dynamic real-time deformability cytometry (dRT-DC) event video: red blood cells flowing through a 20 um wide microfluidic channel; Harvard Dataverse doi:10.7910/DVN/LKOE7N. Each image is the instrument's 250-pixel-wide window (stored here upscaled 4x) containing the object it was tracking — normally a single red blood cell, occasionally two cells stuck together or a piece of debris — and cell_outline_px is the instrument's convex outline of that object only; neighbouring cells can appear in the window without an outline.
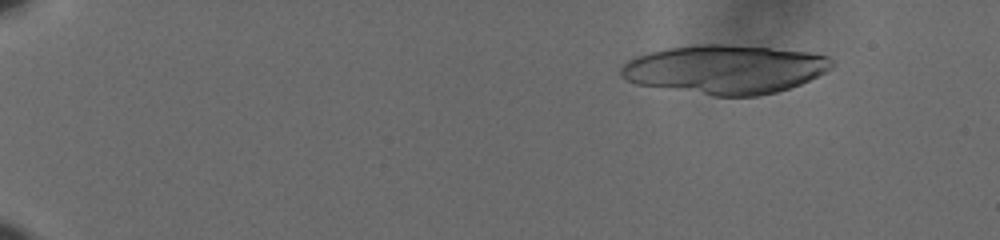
{"species": "human", "species_latin": "Homo sapiens", "temperature_condition": "cold", "stored_images_in_passage": 30, "camera_frame_rate_fps": 3000, "um_per_image_px": 0.085, "donor": {"sex": "male"}, "frame": {"image": 1, "passage_image": 8, "time_ms": 2.333, "image_size_px": [1000, 240], "cell_outline_px": [[836, 64], [832, 68], [800, 84], [776, 92], [756, 96], [712, 96], [636, 84], [624, 80], [620, 76], [620, 68], [628, 60], [636, 56], [648, 52], [668, 48], [696, 44], [728, 44], [812, 52], [828, 56]], "centroid_in_image_um": [61.6, 5.89], "position_along_channel_um": 23.4, "area_um2": 60.34}}
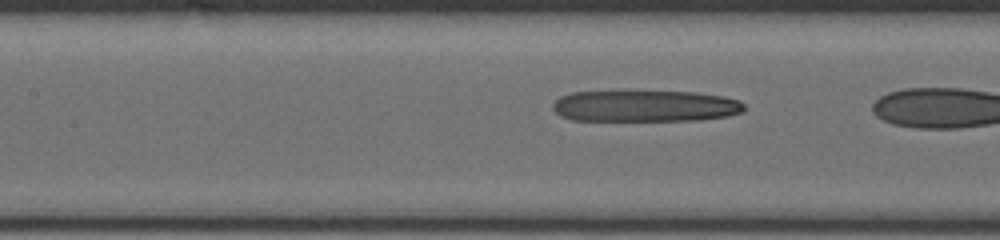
{"frame": {"image": 2, "passage_image": 29, "time_ms": 9.333, "image_size_px": [1000, 240], "cell_outline_px": [[744, 112], [728, 116], [700, 120], [572, 120], [560, 116], [552, 108], [552, 104], [560, 96], [572, 92], [624, 88], [696, 92], [724, 96], [740, 100], [744, 104]], "centroid_in_image_um": [54.8, 8.95], "position_along_channel_um": 152.6, "area_um2": 36.88}}